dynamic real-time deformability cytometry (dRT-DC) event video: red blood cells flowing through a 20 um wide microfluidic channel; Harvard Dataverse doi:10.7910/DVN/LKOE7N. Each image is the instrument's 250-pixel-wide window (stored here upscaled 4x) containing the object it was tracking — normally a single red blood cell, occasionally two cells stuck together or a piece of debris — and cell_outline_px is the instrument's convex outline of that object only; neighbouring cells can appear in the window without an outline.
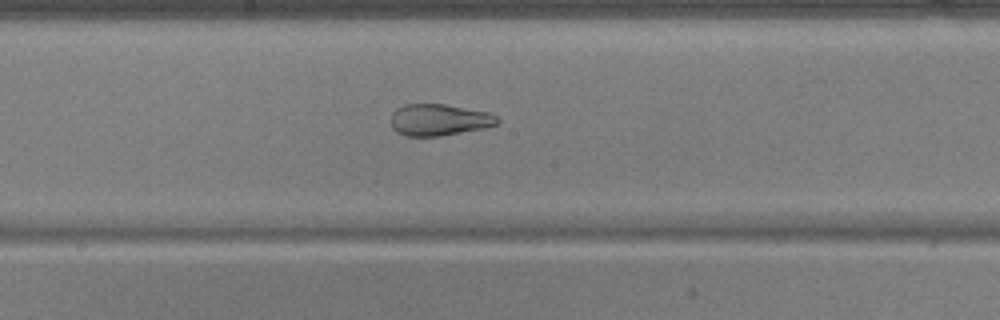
{"species": "common noctule bat (a hibernating species)", "species_latin": "Nyctalus noctula", "temperature_condition": "warm", "stored_images_in_passage": 54, "camera_frame_rate_fps": 3000, "um_per_image_px": 0.085, "animal": {"sex": "male", "body_mass_g": 17.9, "forearm_length_mm": 54.2}, "frame": {"image": 1, "passage_image": 29, "time_ms": 9.333, "image_size_px": [1000, 320], "cell_outline_px": [[500, 120], [496, 124], [484, 128], [440, 136], [404, 136], [396, 132], [392, 128], [392, 112], [396, 108], [404, 104], [444, 104], [488, 112], [496, 116]], "centroid_in_image_um": [37.29, 10.19], "position_along_channel_um": 210.9, "area_um2": 19.59}}
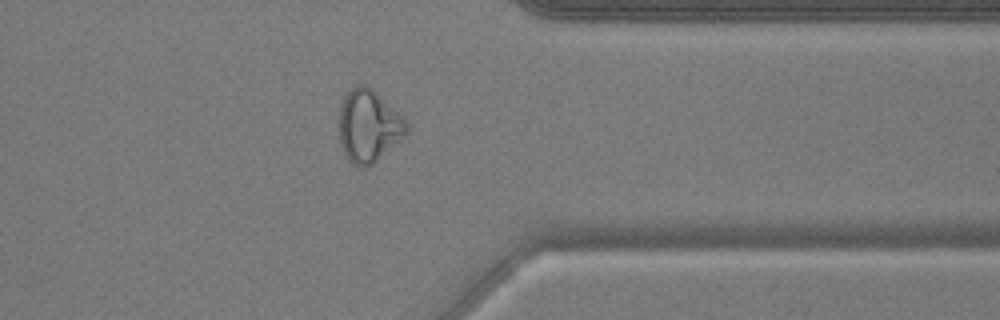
{"frame": {"image": 2, "passage_image": 43, "time_ms": 14.0, "image_size_px": [1000, 320], "cell_outline_px": [[408, 132], [372, 164], [364, 168], [360, 168], [352, 164], [344, 152], [340, 140], [340, 104], [348, 88], [356, 84], [364, 84], [372, 88], [404, 116], [408, 124]], "centroid_in_image_um": [31.33, 10.66], "position_along_channel_um": 380.1, "area_um2": 28.5}}
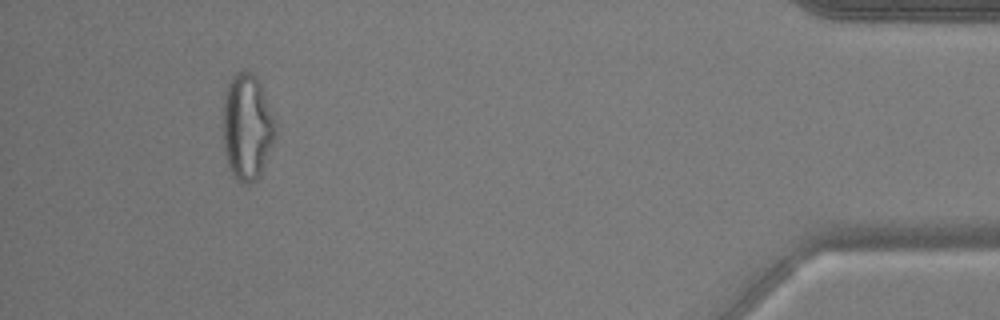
{"frame": {"image": 3, "passage_image": 50, "time_ms": 16.333, "image_size_px": [1000, 320], "cell_outline_px": [[276, 136], [260, 176], [256, 180], [248, 184], [244, 184], [236, 180], [232, 176], [224, 152], [224, 92], [232, 76], [236, 72], [244, 68], [252, 72], [256, 76], [260, 84], [272, 116], [276, 128]], "centroid_in_image_um": [20.99, 10.8], "position_along_channel_um": 414.2, "area_um2": 32.43}, "authors_computed_cell_mechanics": {"area_um2": 27.8596, "velocity_mm_per_s": 3.7598, "shape_relaxation_time_tau1_ms": null, "shape_relaxation_time_tau2_ms": 1.2662, "deformation_change_tau1": null, "deformation_change_tau2": 0.0671}}